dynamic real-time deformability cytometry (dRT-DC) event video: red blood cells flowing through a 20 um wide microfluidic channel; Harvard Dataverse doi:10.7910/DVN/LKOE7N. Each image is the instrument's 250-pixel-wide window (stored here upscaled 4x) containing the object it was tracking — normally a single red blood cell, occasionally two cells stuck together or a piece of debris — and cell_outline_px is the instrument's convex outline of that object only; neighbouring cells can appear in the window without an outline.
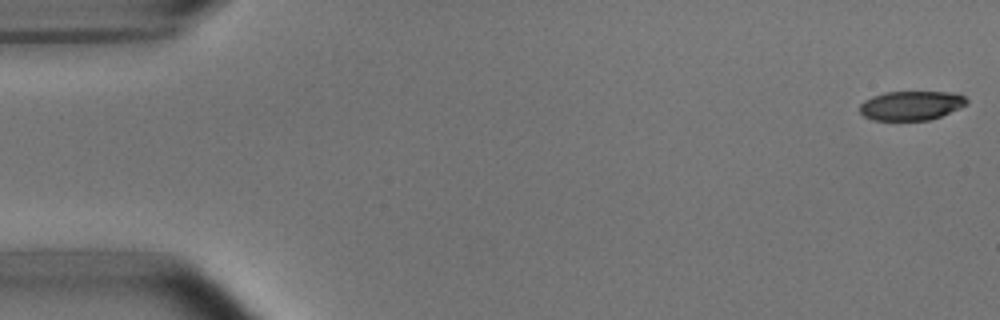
{"species": "common noctule bat (a hibernating species)", "species_latin": "Nyctalus noctula", "temperature_condition": "room temperature", "stored_images_in_passage": 52, "camera_frame_rate_fps": 3000, "um_per_image_px": 0.085, "animal": {"sex": "male", "body_mass_g": 15.6}, "frame": {"image": 1, "passage_image": 1, "time_ms": 0.0, "image_size_px": [1000, 320], "cell_outline_px": [[968, 104], [960, 108], [940, 116], [928, 120], [872, 120], [864, 116], [860, 112], [860, 104], [864, 100], [872, 96], [884, 92], [948, 92], [964, 96], [968, 100]], "centroid_in_image_um": [77.43, 8.97], "position_along_channel_um": 7.6, "area_um2": 18.21}}
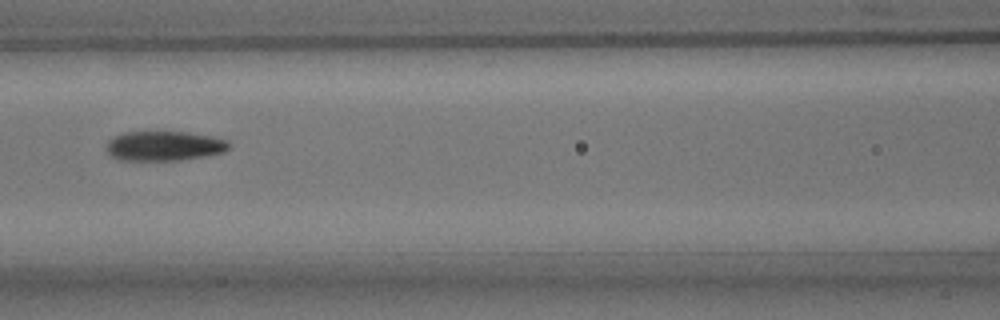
{"frame": {"image": 2, "passage_image": 23, "time_ms": 7.333, "image_size_px": [1000, 320], "cell_outline_px": [[232, 144], [224, 152], [208, 156], [180, 160], [116, 160], [108, 152], [108, 140], [124, 132], [184, 132], [212, 136], [228, 140]], "centroid_in_image_um": [14.01, 12.41], "position_along_channel_um": 152.6, "area_um2": 21.21}}
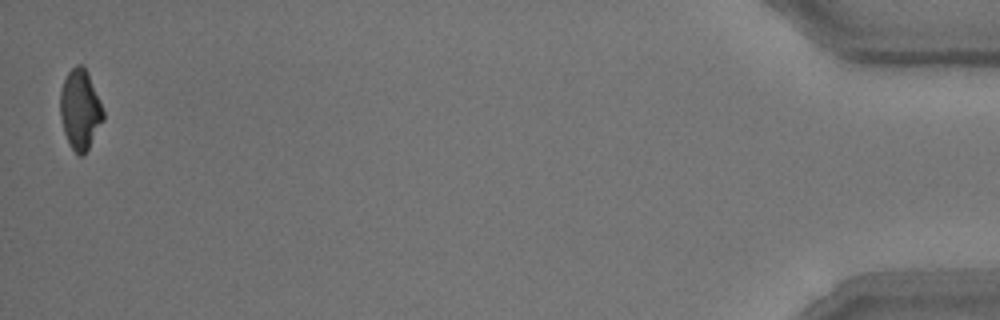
{"frame": {"image": 3, "passage_image": 52, "time_ms": 17.0, "image_size_px": [1000, 320], "cell_outline_px": [[104, 120], [88, 148], [80, 156], [72, 148], [64, 132], [60, 116], [60, 92], [64, 80], [68, 72], [76, 64], [80, 64], [88, 72], [104, 112]], "centroid_in_image_um": [6.81, 9.28], "position_along_channel_um": 428.4, "area_um2": 19.71}, "authors_computed_cell_mechanics": {"area_um2": 21.1548, "velocity_mm_per_s": 3.7941, "shape_relaxation_time_tau1_ms": 3.6846, "shape_relaxation_time_tau2_ms": 2.7363, "deformation_change_tau1": 0.1601, "deformation_change_tau2": 0.0914}}